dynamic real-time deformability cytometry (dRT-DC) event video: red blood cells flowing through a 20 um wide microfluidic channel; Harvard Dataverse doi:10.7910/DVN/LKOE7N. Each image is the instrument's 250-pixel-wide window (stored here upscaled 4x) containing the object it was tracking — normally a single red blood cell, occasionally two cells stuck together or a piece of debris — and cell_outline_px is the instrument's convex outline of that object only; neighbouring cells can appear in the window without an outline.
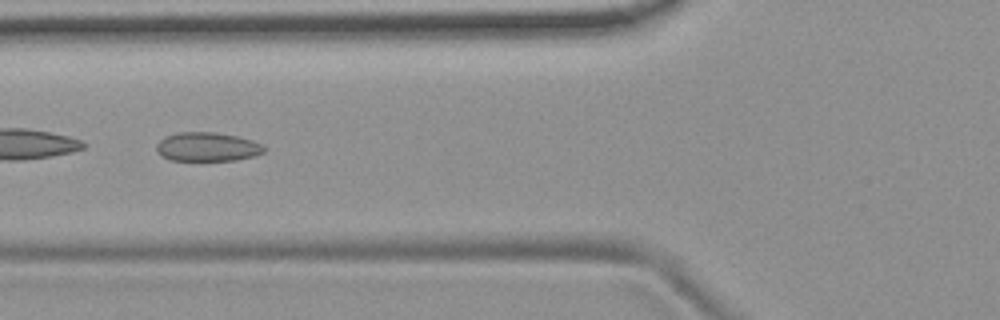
{"species": "common noctule bat (a hibernating species)", "species_latin": "Nyctalus noctula", "temperature_condition": "room temperature", "stored_images_in_passage": 7, "camera_frame_rate_fps": 3000, "um_per_image_px": 0.085, "animal": {"sex": "female", "body_mass_g": 19.9}, "frame": {"image": 1, "passage_image": 4, "time_ms": 1.0, "image_size_px": [1000, 320], "cell_outline_px": [[268, 148], [264, 152], [252, 156], [236, 160], [172, 160], [160, 156], [156, 152], [156, 144], [164, 136], [176, 132], [216, 132], [236, 136], [252, 140], [264, 144]], "centroid_in_image_um": [17.61, 12.47], "position_along_channel_um": 108.2, "area_um2": 18.38}}